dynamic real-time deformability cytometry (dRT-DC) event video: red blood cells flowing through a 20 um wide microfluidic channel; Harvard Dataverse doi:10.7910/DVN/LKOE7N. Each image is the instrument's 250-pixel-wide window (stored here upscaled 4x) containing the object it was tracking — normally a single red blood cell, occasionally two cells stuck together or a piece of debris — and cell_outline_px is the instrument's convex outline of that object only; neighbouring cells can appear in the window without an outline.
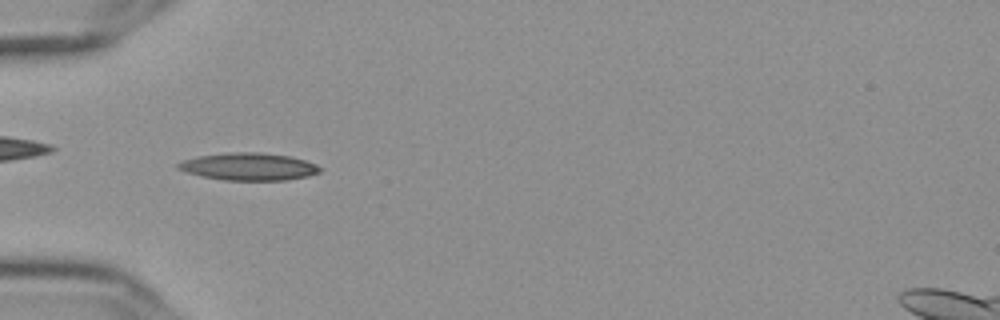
{"species": "Egyptian fruit bat (a non-hibernating species)", "species_latin": "Rousettus aegyptiacus", "temperature_condition": "cold", "stored_images_in_passage": 46, "camera_frame_rate_fps": 3000, "um_per_image_px": 0.085, "frame": {"image": 1, "passage_image": 8, "time_ms": 2.333, "image_size_px": [1000, 320], "cell_outline_px": [[320, 172], [308, 176], [284, 180], [224, 180], [204, 176], [188, 172], [176, 168], [176, 164], [184, 160], [200, 156], [228, 152], [260, 152], [288, 156], [304, 160], [316, 164], [320, 168]], "centroid_in_image_um": [21.15, 14.16], "position_along_channel_um": 63.9, "area_um2": 22.37}}
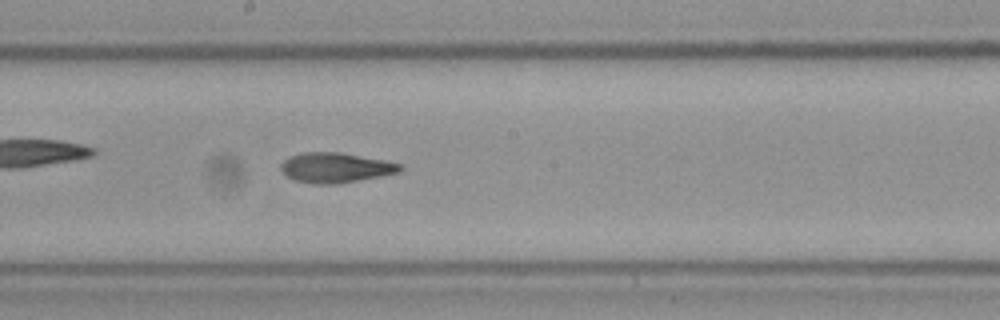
{"frame": {"image": 2, "passage_image": 21, "time_ms": 6.667, "image_size_px": [1000, 320], "cell_outline_px": [[404, 168], [400, 172], [380, 176], [336, 184], [312, 184], [296, 180], [288, 176], [280, 168], [280, 164], [284, 160], [292, 156], [304, 152], [340, 152], [384, 160], [400, 164]], "centroid_in_image_um": [28.53, 14.25], "position_along_channel_um": 219.7, "area_um2": 20.63}}
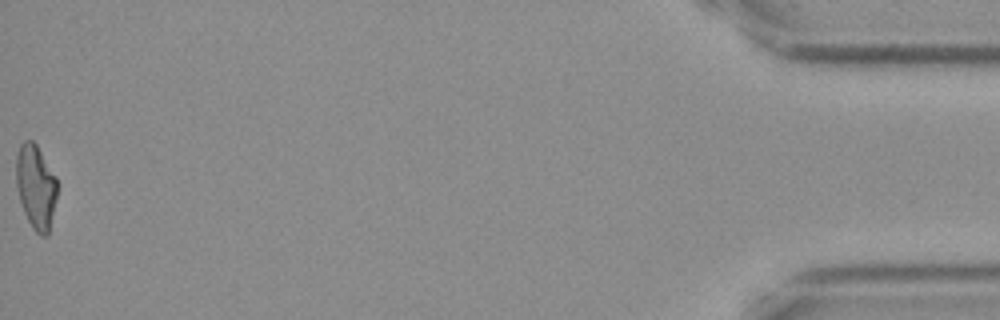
{"frame": {"image": 3, "passage_image": 46, "time_ms": 15.0, "image_size_px": [1000, 320], "cell_outline_px": [[56, 200], [48, 236], [40, 236], [32, 228], [24, 212], [20, 200], [16, 184], [16, 156], [20, 144], [24, 140], [32, 140], [36, 144], [56, 176]], "centroid_in_image_um": [3.04, 15.88], "position_along_channel_um": 432.2, "area_um2": 20.11}, "authors_computed_cell_mechanics": {"area_um2": 20.6346, "velocity_mm_per_s": 3.6534, "shape_relaxation_time_tau1_ms": null, "shape_relaxation_time_tau2_ms": 2.8111, "deformation_change_tau1": null, "deformation_change_tau2": 0.1059}}